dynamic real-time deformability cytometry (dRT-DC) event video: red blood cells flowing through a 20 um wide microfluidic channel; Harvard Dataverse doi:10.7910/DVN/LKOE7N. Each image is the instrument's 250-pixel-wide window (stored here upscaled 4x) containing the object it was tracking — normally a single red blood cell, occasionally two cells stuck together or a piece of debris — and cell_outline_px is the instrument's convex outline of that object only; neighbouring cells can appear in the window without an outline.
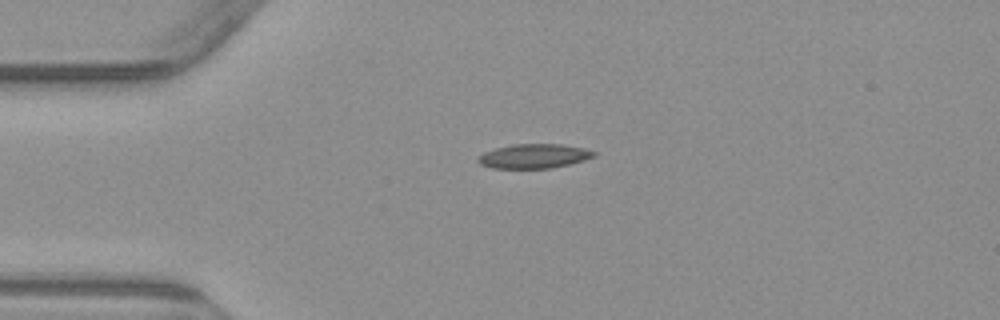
{"species": "common noctule bat (a hibernating species)", "species_latin": "Nyctalus noctula", "temperature_condition": "warm", "stored_images_in_passage": 2, "camera_frame_rate_fps": 3000, "um_per_image_px": 0.085, "animal": {"sex": "male", "body_mass_g": 23.1, "forearm_length_mm": 52.7}, "frame": {"image": 1, "passage_image": 1, "time_ms": 0.0, "image_size_px": [1000, 320], "cell_outline_px": [[596, 156], [584, 160], [568, 164], [548, 168], [492, 168], [480, 164], [476, 160], [484, 152], [496, 148], [512, 144], [560, 144], [584, 148], [596, 152]], "centroid_in_image_um": [45.38, 13.26], "position_along_channel_um": 39.6, "area_um2": 16.3}}